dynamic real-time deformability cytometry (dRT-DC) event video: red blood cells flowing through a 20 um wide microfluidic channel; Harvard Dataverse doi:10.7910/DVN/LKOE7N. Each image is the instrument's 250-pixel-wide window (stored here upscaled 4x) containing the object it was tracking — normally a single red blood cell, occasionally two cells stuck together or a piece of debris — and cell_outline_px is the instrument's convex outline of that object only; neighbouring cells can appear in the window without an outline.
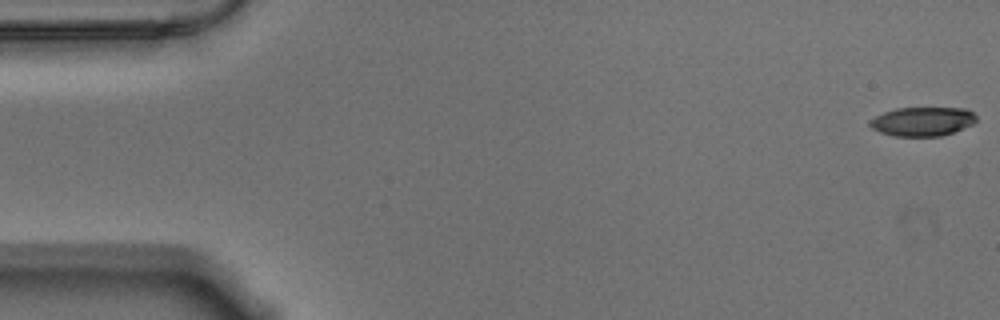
{"species": "Egyptian fruit bat (a non-hibernating species)", "species_latin": "Rousettus aegyptiacus", "temperature_condition": "warm", "stored_images_in_passage": 15, "camera_frame_rate_fps": 3000, "um_per_image_px": 0.085, "animal": {"sex": "male"}, "frame": {"image": 1, "passage_image": 1, "time_ms": 0.0, "image_size_px": [1000, 320], "cell_outline_px": [[976, 120], [972, 124], [952, 132], [940, 136], [892, 136], [880, 132], [872, 128], [868, 124], [868, 120], [884, 112], [896, 108], [968, 108], [976, 116]], "centroid_in_image_um": [78.38, 10.32], "position_along_channel_um": 6.6, "area_um2": 17.98}}
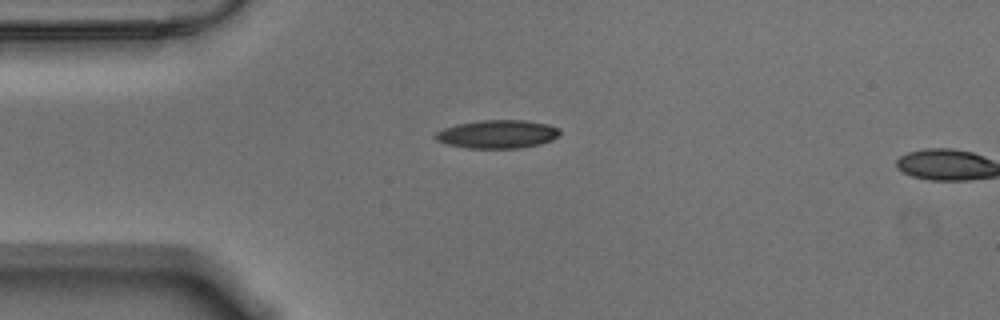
{"frame": {"image": 2, "passage_image": 14, "time_ms": 4.333, "image_size_px": [1000, 320], "cell_outline_px": [[560, 132], [552, 140], [540, 144], [520, 148], [464, 148], [448, 144], [436, 140], [432, 136], [436, 132], [444, 128], [456, 124], [480, 120], [524, 120], [548, 124], [560, 128]], "centroid_in_image_um": [42.26, 11.4], "position_along_channel_um": 42.7, "area_um2": 20.63}}